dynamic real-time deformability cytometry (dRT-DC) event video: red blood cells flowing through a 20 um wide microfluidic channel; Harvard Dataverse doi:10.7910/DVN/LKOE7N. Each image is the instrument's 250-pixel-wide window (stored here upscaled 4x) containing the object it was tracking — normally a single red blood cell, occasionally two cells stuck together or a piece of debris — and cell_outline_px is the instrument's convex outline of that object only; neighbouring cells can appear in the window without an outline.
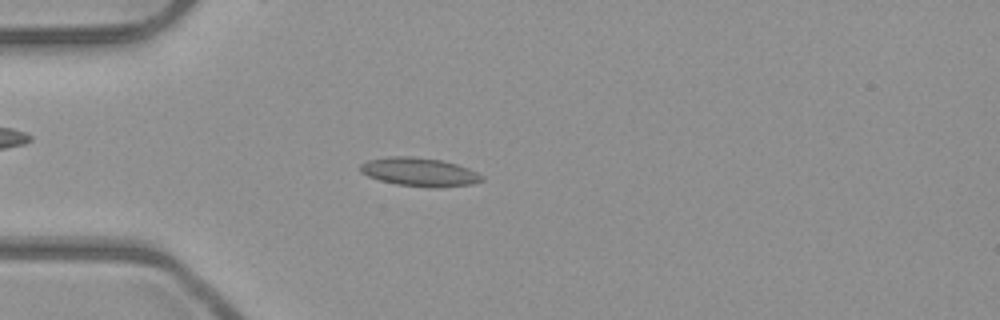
{"species": "common noctule bat (a hibernating species)", "species_latin": "Nyctalus noctula", "temperature_condition": "room temperature", "stored_images_in_passage": 51, "camera_frame_rate_fps": 3000, "um_per_image_px": 0.085, "animal": {"sex": "male", "body_mass_g": 23.1, "forearm_length_mm": 52.7}, "frame": {"image": 1, "passage_image": 14, "time_ms": 4.333, "image_size_px": [1000, 320], "cell_outline_px": [[484, 180], [472, 184], [440, 188], [428, 188], [396, 184], [380, 180], [368, 176], [360, 172], [360, 164], [368, 160], [388, 156], [412, 156], [440, 160], [456, 164], [468, 168], [484, 176]], "centroid_in_image_um": [35.65, 14.63], "position_along_channel_um": 49.3, "area_um2": 20.4}}
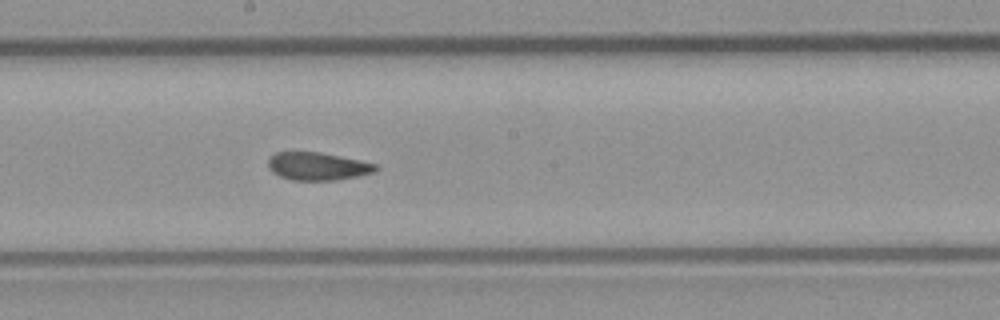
{"frame": {"image": 2, "passage_image": 28, "time_ms": 9.0, "image_size_px": [1000, 320], "cell_outline_px": [[380, 168], [376, 172], [336, 180], [292, 180], [280, 176], [272, 172], [268, 168], [268, 160], [276, 152], [320, 152], [360, 160], [376, 164]], "centroid_in_image_um": [27.01, 14.13], "position_along_channel_um": 221.2, "area_um2": 17.46}}
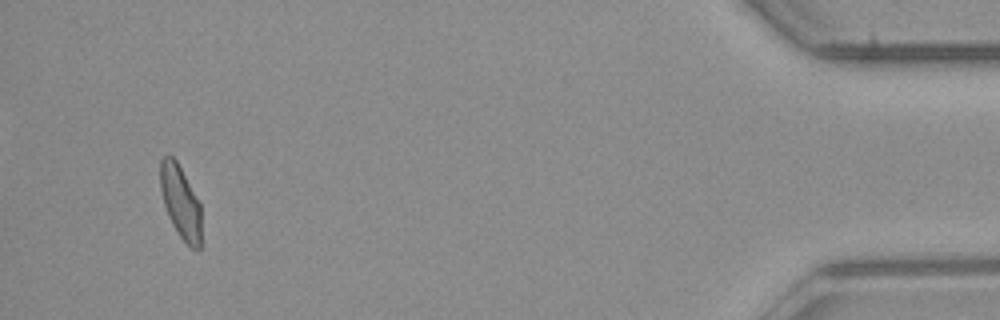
{"frame": {"image": 3, "passage_image": 49, "time_ms": 16.0, "image_size_px": [1000, 320], "cell_outline_px": [[200, 248], [192, 248], [180, 236], [172, 224], [168, 216], [164, 204], [160, 188], [160, 160], [168, 152], [176, 160], [200, 204]], "centroid_in_image_um": [15.31, 17.12], "position_along_channel_um": 419.9, "area_um2": 17.11}, "authors_computed_cell_mechanics": {"area_um2": 18.3804, "velocity_mm_per_s": 3.9567, "shape_relaxation_time_tau1_ms": null, "shape_relaxation_time_tau2_ms": 2.0546, "deformation_change_tau1": null, "deformation_change_tau2": 0.0865}}